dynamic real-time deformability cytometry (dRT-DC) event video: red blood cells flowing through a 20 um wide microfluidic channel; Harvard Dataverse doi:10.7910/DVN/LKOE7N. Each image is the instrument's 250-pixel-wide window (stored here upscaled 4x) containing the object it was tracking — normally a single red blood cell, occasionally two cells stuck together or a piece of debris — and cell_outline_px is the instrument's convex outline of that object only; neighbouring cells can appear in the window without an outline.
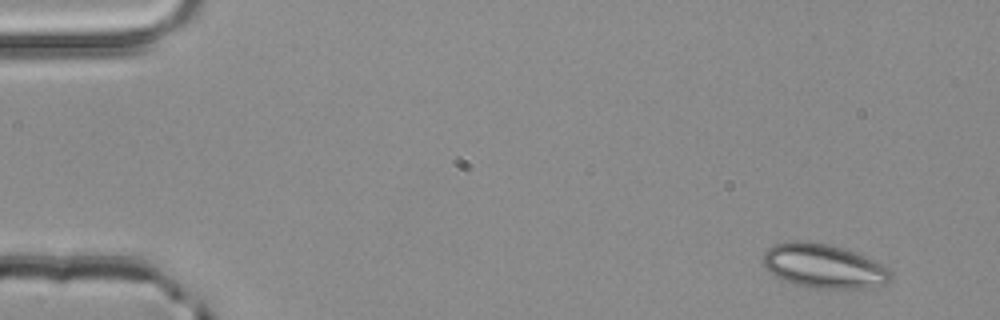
{"species": "common noctule bat (a hibernating species)", "species_latin": "Nyctalus noctula", "temperature_condition": "room temperature", "stored_images_in_passage": 3, "camera_frame_rate_fps": 3000, "um_per_image_px": 0.085, "animal": {"sex": "male", "body_mass_g": 20.4}, "frame": {"image": 1, "passage_image": 1, "time_ms": 0.0, "image_size_px": [1000, 320], "cell_outline_px": [[892, 276], [884, 284], [864, 288], [820, 288], [796, 284], [784, 280], [776, 276], [764, 268], [760, 260], [764, 252], [772, 244], [792, 240], [804, 240], [828, 244], [844, 248], [856, 252], [888, 268], [892, 272]], "centroid_in_image_um": [69.95, 22.59], "position_along_channel_um": 15.1, "area_um2": 32.89}}